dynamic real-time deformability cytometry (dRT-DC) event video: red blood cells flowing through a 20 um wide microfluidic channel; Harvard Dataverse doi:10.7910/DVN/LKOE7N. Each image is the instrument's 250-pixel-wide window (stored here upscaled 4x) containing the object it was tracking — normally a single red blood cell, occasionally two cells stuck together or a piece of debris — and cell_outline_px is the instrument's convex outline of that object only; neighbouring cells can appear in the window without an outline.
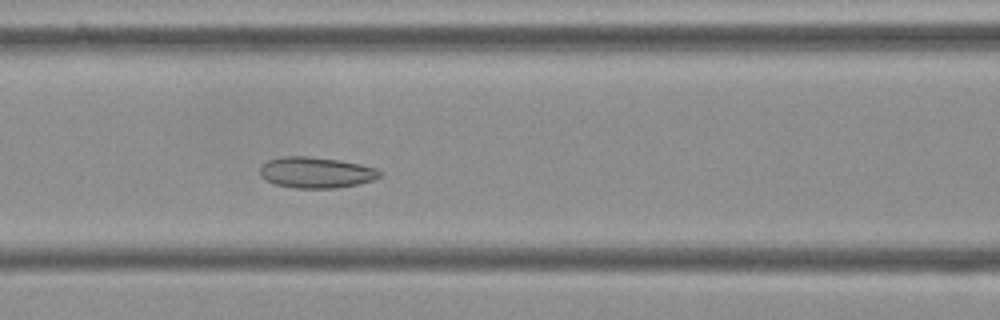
{"species": "Egyptian fruit bat (a non-hibernating species)", "species_latin": "Rousettus aegyptiacus", "temperature_condition": "cold", "stored_images_in_passage": 54, "camera_frame_rate_fps": 3000, "um_per_image_px": 0.085, "frame": {"image": 1, "passage_image": 22, "time_ms": 7.0, "image_size_px": [1000, 320], "cell_outline_px": [[384, 176], [372, 180], [356, 184], [336, 188], [292, 188], [276, 184], [264, 180], [260, 176], [260, 164], [268, 160], [280, 156], [308, 156], [340, 160], [360, 164], [376, 168], [384, 172]], "centroid_in_image_um": [26.86, 14.65], "position_along_channel_um": 139.7, "area_um2": 21.96}}
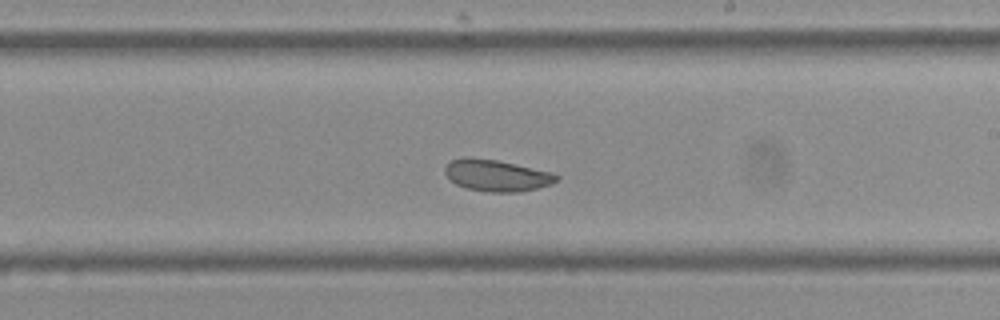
{"frame": {"image": 2, "passage_image": 31, "time_ms": 10.0, "image_size_px": [1000, 320], "cell_outline_px": [[560, 176], [552, 184], [520, 192], [488, 192], [468, 188], [456, 184], [444, 172], [444, 168], [452, 160], [464, 156], [468, 156], [496, 160], [552, 172]], "centroid_in_image_um": [42.21, 14.91], "position_along_channel_um": 246.8, "area_um2": 20.4}}
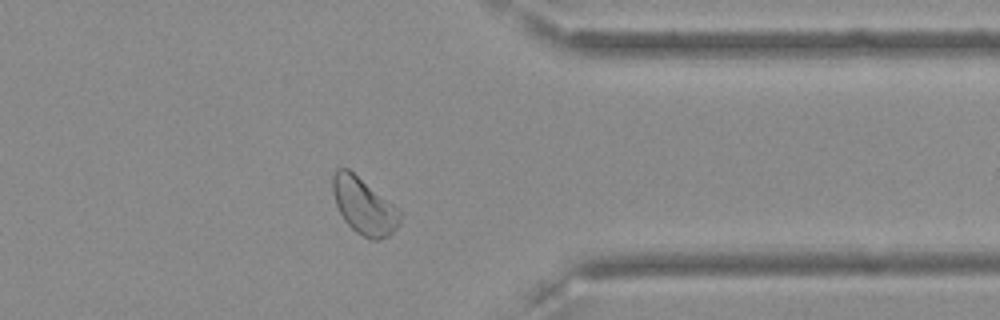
{"frame": {"image": 3, "passage_image": 43, "time_ms": 14.0, "image_size_px": [1000, 320], "cell_outline_px": [[400, 224], [388, 236], [380, 240], [372, 240], [356, 232], [344, 220], [336, 204], [332, 192], [332, 172], [336, 168], [348, 168], [392, 204], [400, 212]], "centroid_in_image_um": [30.89, 17.51], "position_along_channel_um": 380.5, "area_um2": 21.79}, "authors_computed_cell_mechanics": {"area_um2": 22.7154, "velocity_mm_per_s": 3.5791, "shape_relaxation_time_tau1_ms": null, "shape_relaxation_time_tau2_ms": 3.4578, "deformation_change_tau1": null, "deformation_change_tau2": 0.0762}}